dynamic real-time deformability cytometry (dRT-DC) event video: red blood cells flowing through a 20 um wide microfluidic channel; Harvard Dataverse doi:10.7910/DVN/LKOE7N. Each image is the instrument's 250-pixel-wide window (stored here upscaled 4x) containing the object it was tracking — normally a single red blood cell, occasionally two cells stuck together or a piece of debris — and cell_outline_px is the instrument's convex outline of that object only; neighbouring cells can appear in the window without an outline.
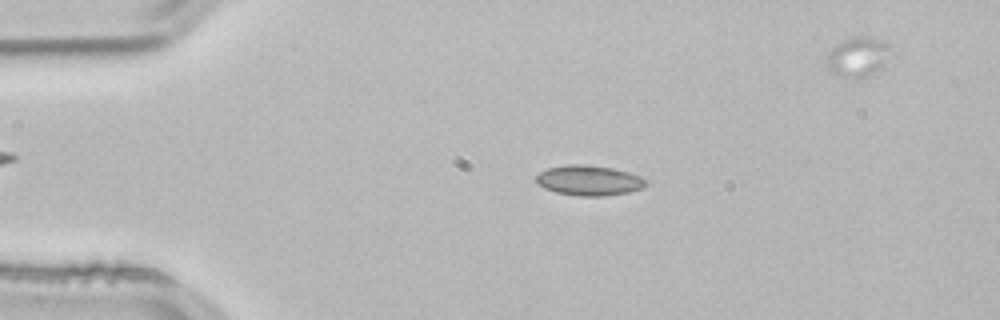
{"species": "common noctule bat (a hibernating species)", "species_latin": "Nyctalus noctula", "temperature_condition": "room temperature", "stored_images_in_passage": 51, "segment_of_instrument_passage": [1, 2], "camera_frame_rate_fps": 3000, "um_per_image_px": 0.085, "animal": {"sex": "male", "body_mass_g": 21.5, "forearm_length_mm": 52.0}, "frame": {"image": 1, "passage_image": 8, "time_ms": 2.333, "image_size_px": [1000, 320], "cell_outline_px": [[648, 184], [644, 188], [628, 192], [604, 196], [576, 196], [556, 192], [544, 188], [536, 184], [536, 176], [540, 172], [548, 168], [568, 164], [580, 164], [612, 168], [628, 172], [640, 176], [648, 180]], "centroid_in_image_um": [50.08, 15.34], "position_along_channel_um": 34.9, "area_um2": 19.42}}
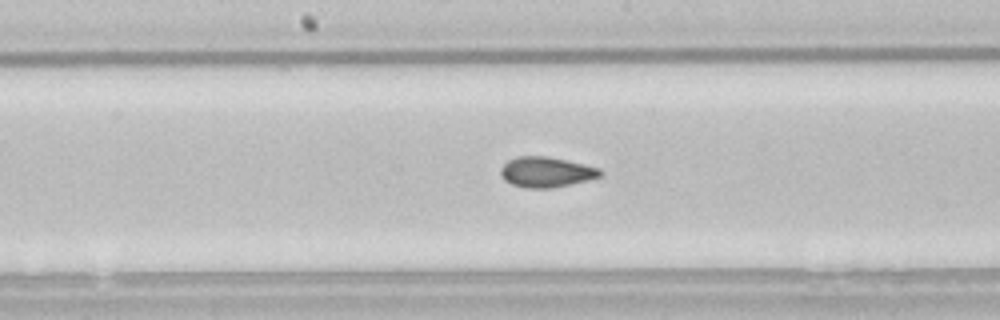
{"frame": {"image": 2, "passage_image": 24, "time_ms": 7.667, "image_size_px": [1000, 320], "cell_outline_px": [[600, 176], [588, 180], [552, 188], [528, 188], [512, 184], [504, 180], [500, 172], [500, 168], [508, 160], [516, 156], [548, 156], [584, 164], [600, 168]], "centroid_in_image_um": [46.4, 14.62], "position_along_channel_um": 201.8, "area_um2": 17.51}}
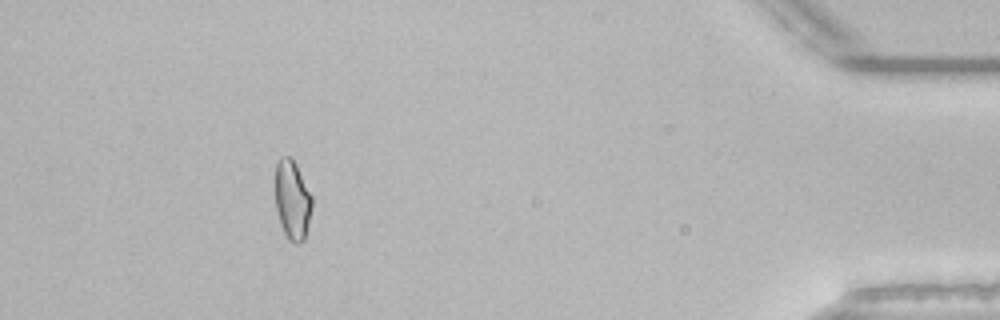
{"frame": {"image": 3, "passage_image": 45, "time_ms": 14.667, "image_size_px": [1000, 320], "cell_outline_px": [[312, 208], [304, 240], [296, 244], [288, 240], [280, 224], [276, 208], [276, 164], [280, 156], [292, 156], [312, 196]], "centroid_in_image_um": [24.85, 16.98], "position_along_channel_um": 410.4, "area_um2": 16.99}}